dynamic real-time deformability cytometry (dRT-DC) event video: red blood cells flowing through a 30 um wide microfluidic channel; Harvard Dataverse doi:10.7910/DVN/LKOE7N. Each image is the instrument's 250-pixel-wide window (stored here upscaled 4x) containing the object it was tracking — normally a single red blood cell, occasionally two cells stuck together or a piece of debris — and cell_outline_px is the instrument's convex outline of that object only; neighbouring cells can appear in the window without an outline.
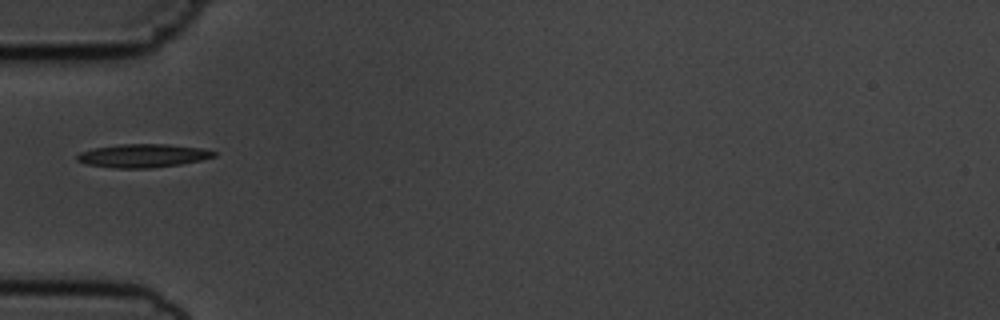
{"species": "common noctule bat (a hibernating species)", "species_latin": "Nyctalus noctula", "temperature_condition": "cold", "stored_images_in_passage": 37, "camera_frame_rate_fps": 3000, "um_per_image_px": 0.085, "animal": {"sex": "male", "body_mass_g": 19.5, "forearm_length_mm": 54.6}, "frame": {"image": 1, "passage_image": 1, "time_ms": 0.0, "image_size_px": [1000, 320], "cell_outline_px": [[216, 156], [200, 160], [180, 164], [152, 168], [112, 168], [84, 164], [76, 160], [76, 156], [80, 152], [92, 148], [120, 144], [168, 144], [204, 148], [216, 152]], "centroid_in_image_um": [12.12, 13.23], "position_along_channel_um": 72.9, "area_um2": 18.84}}
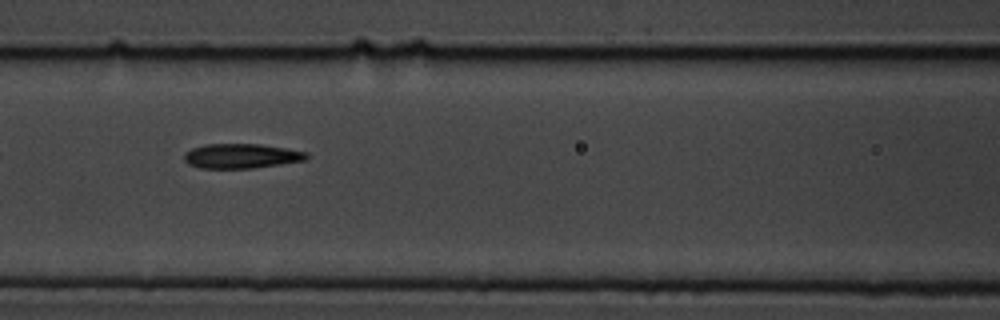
{"frame": {"image": 2, "passage_image": 7, "time_ms": 2.0, "image_size_px": [1000, 320], "cell_outline_px": [[308, 156], [304, 160], [280, 164], [252, 168], [200, 168], [188, 164], [184, 160], [184, 152], [192, 148], [204, 144], [260, 144], [288, 148], [308, 152]], "centroid_in_image_um": [20.49, 13.25], "position_along_channel_um": 146.1, "area_um2": 17.63}}
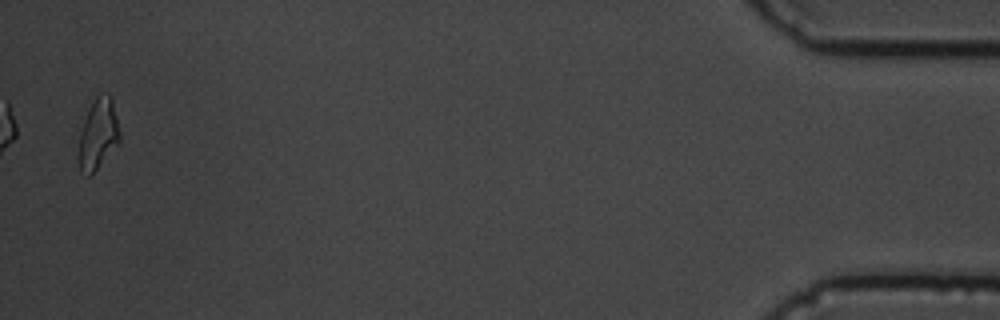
{"frame": {"image": 3, "passage_image": 37, "time_ms": 12.0, "image_size_px": [1000, 320], "cell_outline_px": [[120, 140], [96, 168], [88, 176], [80, 172], [76, 160], [76, 156], [80, 132], [84, 120], [92, 100], [96, 96], [112, 96], [120, 132]], "centroid_in_image_um": [8.29, 11.42], "position_along_channel_um": 426.9, "area_um2": 16.82}, "authors_computed_cell_mechanics": {"area_um2": 17.1088, "velocity_mm_per_s": 3.6493, "shape_relaxation_time_tau1_ms": 4.5394, "shape_relaxation_time_tau2_ms": null, "deformation_change_tau1": 0.1418, "deformation_change_tau2": null}}